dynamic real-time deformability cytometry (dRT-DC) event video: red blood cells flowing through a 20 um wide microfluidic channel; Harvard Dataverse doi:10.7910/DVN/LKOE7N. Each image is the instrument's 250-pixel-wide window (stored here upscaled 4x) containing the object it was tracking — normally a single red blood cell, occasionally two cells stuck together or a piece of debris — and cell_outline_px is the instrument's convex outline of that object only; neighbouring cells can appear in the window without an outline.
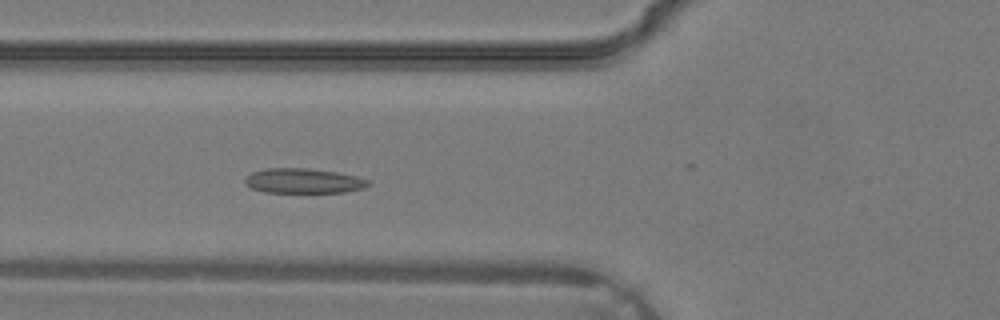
{"species": "common noctule bat (a hibernating species)", "species_latin": "Nyctalus noctula", "temperature_condition": "warm", "stored_images_in_passage": 26, "camera_frame_rate_fps": 3000, "um_per_image_px": 0.085, "animal": {"sex": "male", "body_mass_g": 19.2, "forearm_length_mm": 51.8}, "frame": {"image": 1, "passage_image": 5, "time_ms": 1.333, "image_size_px": [1000, 320], "cell_outline_px": [[368, 184], [364, 188], [344, 192], [264, 192], [252, 188], [244, 180], [252, 172], [264, 168], [308, 168], [336, 172], [356, 176], [368, 180]], "centroid_in_image_um": [25.79, 15.36], "position_along_channel_um": 100.0, "area_um2": 17.63}}
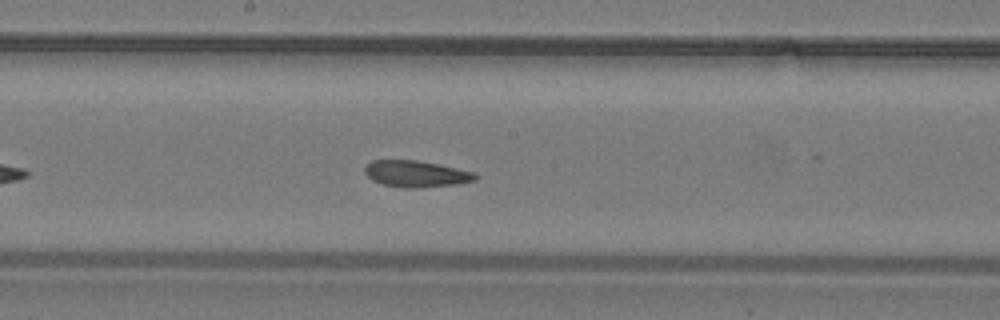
{"frame": {"image": 2, "passage_image": 11, "time_ms": 3.333, "image_size_px": [1000, 320], "cell_outline_px": [[476, 180], [460, 184], [416, 188], [400, 188], [384, 184], [372, 180], [364, 172], [364, 164], [372, 160], [416, 160], [476, 172]], "centroid_in_image_um": [35.34, 14.78], "position_along_channel_um": 212.9, "area_um2": 17.17}}
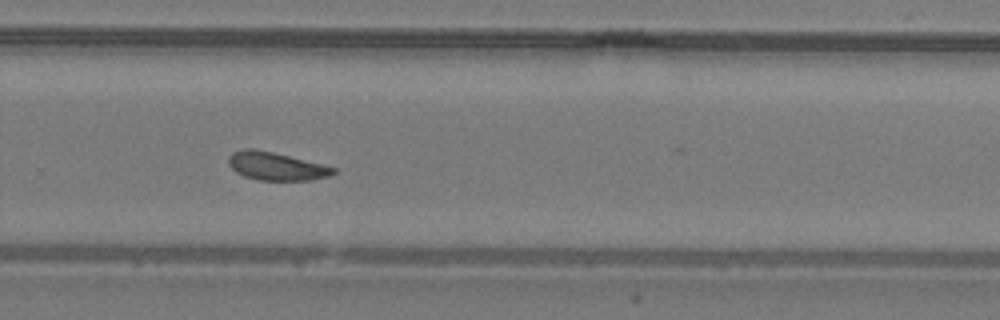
{"frame": {"image": 3, "passage_image": 16, "time_ms": 5.0, "image_size_px": [1000, 320], "cell_outline_px": [[336, 172], [328, 176], [308, 180], [256, 180], [244, 176], [236, 172], [228, 164], [228, 156], [232, 152], [244, 148], [252, 148], [272, 152], [324, 164], [336, 168]], "centroid_in_image_um": [23.44, 14.12], "position_along_channel_um": 306.4, "area_um2": 17.17}}